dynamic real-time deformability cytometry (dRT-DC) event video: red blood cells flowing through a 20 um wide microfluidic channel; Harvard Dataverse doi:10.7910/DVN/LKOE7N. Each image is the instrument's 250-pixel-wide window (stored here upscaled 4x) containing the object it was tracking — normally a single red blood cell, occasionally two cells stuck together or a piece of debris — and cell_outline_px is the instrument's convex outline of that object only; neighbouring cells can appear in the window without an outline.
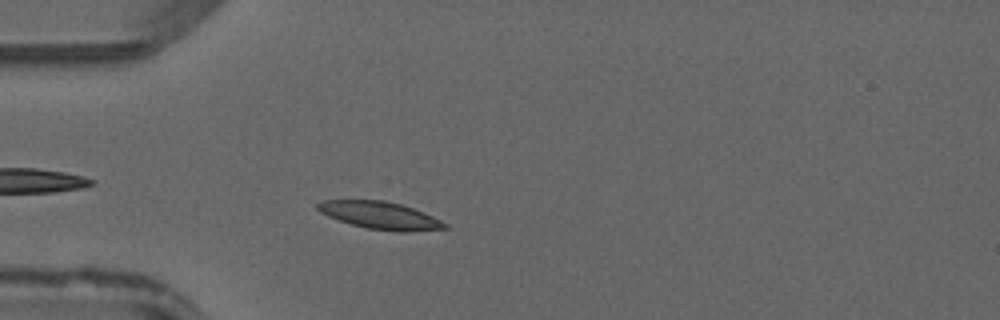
{"species": "common noctule bat (a hibernating species)", "species_latin": "Nyctalus noctula", "temperature_condition": "warm", "stored_images_in_passage": 40, "camera_frame_rate_fps": 3000, "um_per_image_px": 0.085, "animal": {"sex": "male", "forearm_length_mm": 52.5}, "frame": {"image": 1, "passage_image": 6, "time_ms": 1.667, "image_size_px": [1000, 320], "cell_outline_px": [[448, 228], [412, 232], [396, 232], [368, 228], [352, 224], [328, 216], [320, 212], [316, 208], [316, 204], [320, 200], [384, 200], [400, 204], [424, 212], [448, 224]], "centroid_in_image_um": [32.32, 18.31], "position_along_channel_um": 52.7, "area_um2": 20.35}}
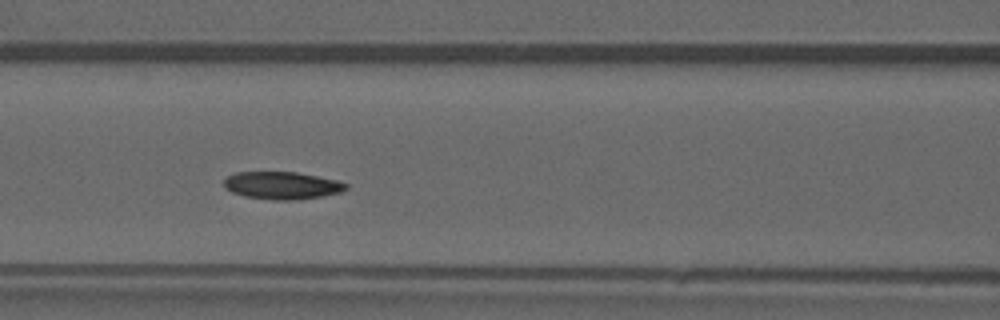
{"frame": {"image": 2, "passage_image": 13, "time_ms": 4.0, "image_size_px": [1000, 320], "cell_outline_px": [[348, 188], [340, 192], [320, 196], [296, 200], [272, 200], [244, 196], [232, 192], [224, 188], [224, 180], [228, 176], [236, 172], [296, 172], [336, 180], [348, 184]], "centroid_in_image_um": [23.94, 15.76], "position_along_channel_um": 142.7, "area_um2": 19.48}}
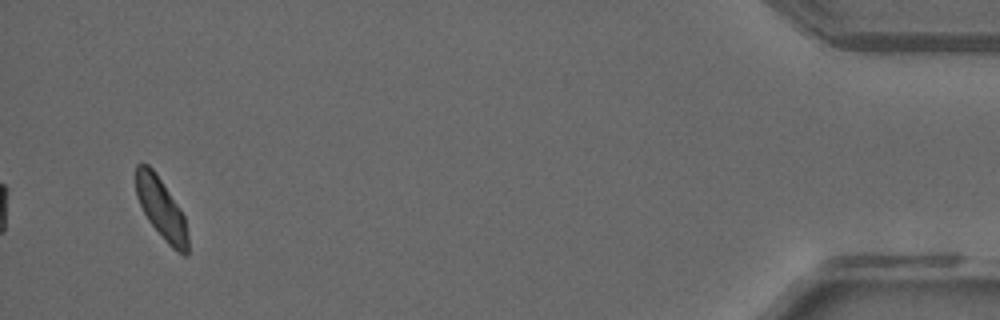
{"frame": {"image": 3, "passage_image": 38, "time_ms": 12.333, "image_size_px": [1000, 320], "cell_outline_px": [[188, 256], [184, 256], [176, 252], [168, 244], [148, 220], [136, 196], [136, 164], [148, 164], [152, 168], [180, 208], [184, 216], [188, 236]], "centroid_in_image_um": [13.72, 17.77], "position_along_channel_um": 421.5, "area_um2": 18.26}}